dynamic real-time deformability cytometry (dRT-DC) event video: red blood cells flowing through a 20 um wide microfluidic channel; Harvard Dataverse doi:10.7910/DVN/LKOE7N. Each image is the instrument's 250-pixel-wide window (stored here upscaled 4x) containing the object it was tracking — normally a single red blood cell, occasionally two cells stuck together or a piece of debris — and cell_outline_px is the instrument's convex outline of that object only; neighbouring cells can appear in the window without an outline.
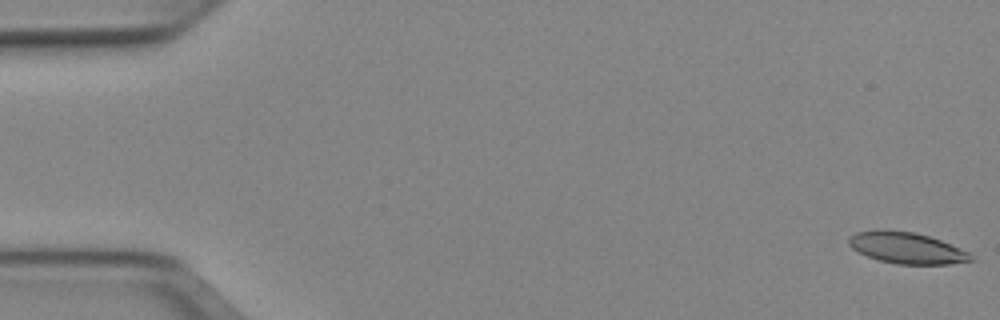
{"species": "Egyptian fruit bat (a non-hibernating species)", "species_latin": "Rousettus aegyptiacus", "temperature_condition": "cold", "stored_images_in_passage": 52, "camera_frame_rate_fps": 3000, "um_per_image_px": 0.085, "animal": {"sex": "female"}, "frame": {"image": 1, "passage_image": 1, "time_ms": 0.0, "image_size_px": [1000, 320], "cell_outline_px": [[976, 260], [948, 264], [896, 264], [880, 260], [868, 256], [852, 248], [848, 244], [848, 236], [856, 232], [876, 228], [884, 228], [912, 232], [928, 236], [940, 240], [972, 252]], "centroid_in_image_um": [77.08, 21.05], "position_along_channel_um": 7.9, "area_um2": 22.66}}
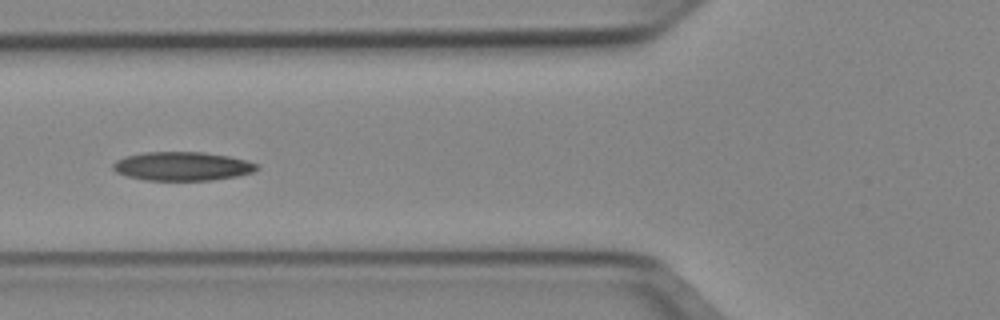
{"frame": {"image": 2, "passage_image": 20, "time_ms": 6.333, "image_size_px": [1000, 320], "cell_outline_px": [[260, 168], [252, 172], [236, 176], [212, 180], [144, 180], [128, 176], [116, 172], [112, 168], [112, 164], [116, 160], [124, 156], [144, 152], [204, 152], [228, 156], [248, 160], [260, 164]], "centroid_in_image_um": [15.51, 14.12], "position_along_channel_um": 110.3, "area_um2": 24.28}}
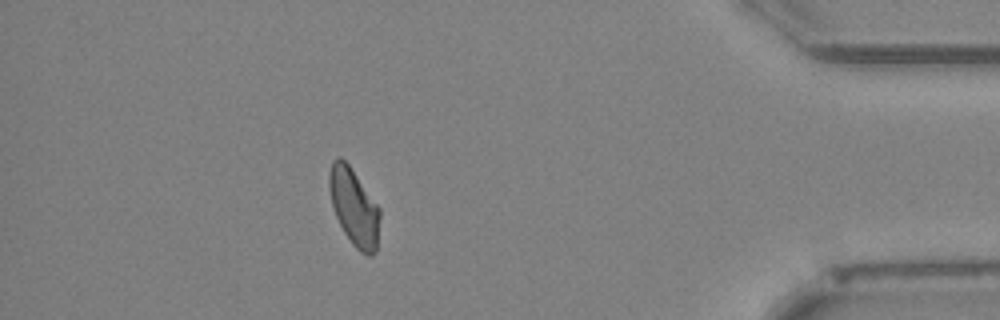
{"frame": {"image": 3, "passage_image": 46, "time_ms": 15.0, "image_size_px": [1000, 320], "cell_outline_px": [[380, 216], [376, 252], [372, 256], [368, 256], [360, 252], [352, 244], [344, 232], [336, 216], [332, 204], [328, 188], [328, 172], [332, 160], [336, 156], [340, 156], [348, 164], [380, 208]], "centroid_in_image_um": [30.08, 17.6], "position_along_channel_um": 405.1, "area_um2": 22.83}, "authors_computed_cell_mechanics": {"area_um2": 23.2934, "velocity_mm_per_s": 3.9373, "shape_relaxation_time_tau1_ms": null, "shape_relaxation_time_tau2_ms": 6.9387, "deformation_change_tau1": null, "deformation_change_tau2": 0.1462}}